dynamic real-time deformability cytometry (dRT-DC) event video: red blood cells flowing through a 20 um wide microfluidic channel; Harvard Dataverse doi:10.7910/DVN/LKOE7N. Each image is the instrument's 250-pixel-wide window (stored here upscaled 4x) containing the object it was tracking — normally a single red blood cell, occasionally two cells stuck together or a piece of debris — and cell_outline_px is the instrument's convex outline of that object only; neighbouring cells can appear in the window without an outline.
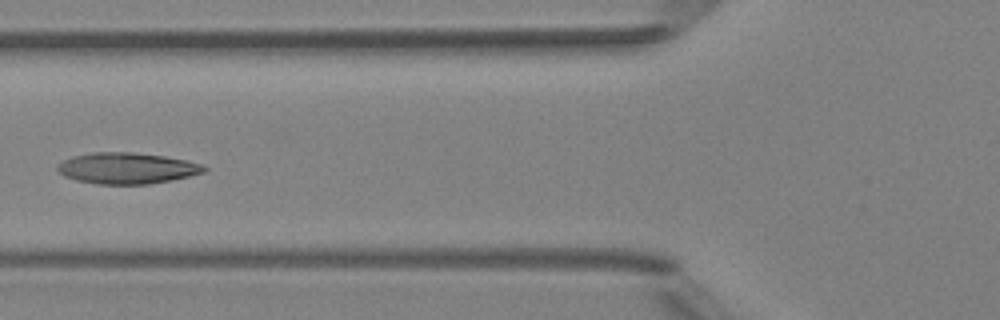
{"species": "Egyptian fruit bat (a non-hibernating species)", "species_latin": "Rousettus aegyptiacus", "temperature_condition": "room temperature", "stored_images_in_passage": 5, "camera_frame_rate_fps": 3000, "um_per_image_px": 0.085, "animal": {"sex": "female"}, "frame": {"image": 1, "passage_image": 4, "time_ms": 3.333, "image_size_px": [1000, 320], "cell_outline_px": [[208, 168], [204, 172], [172, 180], [148, 184], [96, 184], [76, 180], [64, 176], [56, 168], [64, 160], [72, 156], [92, 152], [132, 152], [164, 156], [188, 160], [200, 164]], "centroid_in_image_um": [10.79, 14.29], "position_along_channel_um": 115.0, "area_um2": 26.53}}
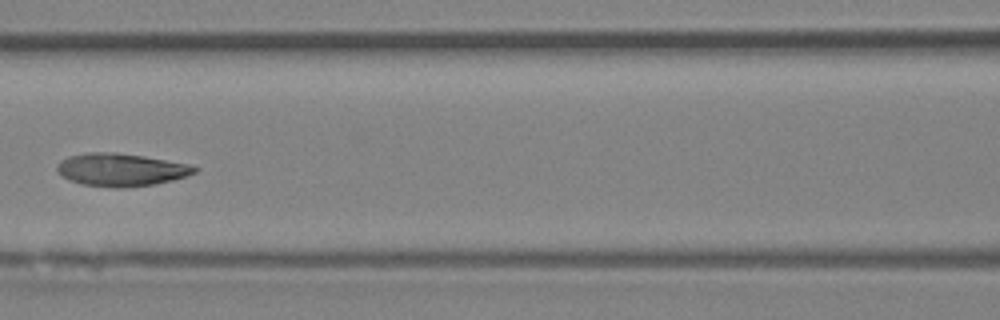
{"frame": {"image": 2, "passage_image": 5, "time_ms": 4.333, "image_size_px": [1000, 320], "cell_outline_px": [[200, 168], [196, 172], [188, 176], [172, 180], [152, 184], [120, 188], [116, 188], [80, 184], [68, 180], [56, 168], [56, 164], [60, 160], [68, 156], [88, 152], [116, 152], [144, 156], [188, 164]], "centroid_in_image_um": [10.27, 14.42], "position_along_channel_um": 156.3, "area_um2": 26.3}}